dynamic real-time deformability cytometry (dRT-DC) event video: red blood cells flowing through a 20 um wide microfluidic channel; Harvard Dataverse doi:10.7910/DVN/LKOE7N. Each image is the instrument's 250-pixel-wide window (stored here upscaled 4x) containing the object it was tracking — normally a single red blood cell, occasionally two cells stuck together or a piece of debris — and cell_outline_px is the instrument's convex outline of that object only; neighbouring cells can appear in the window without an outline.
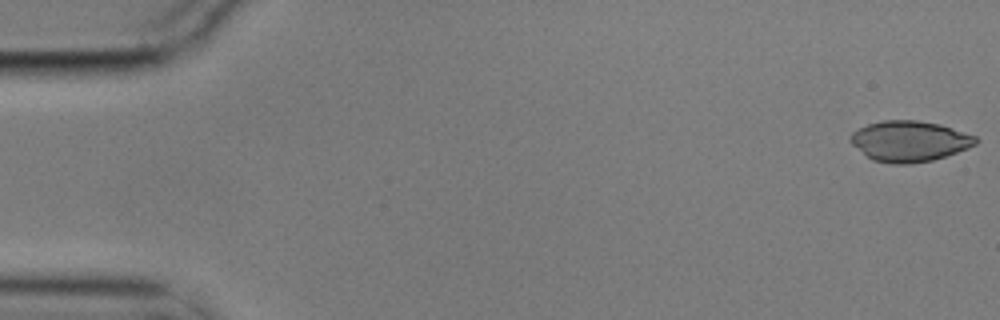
{"species": "common noctule bat (a hibernating species)", "species_latin": "Nyctalus noctula", "temperature_condition": "cold", "stored_images_in_passage": 4, "camera_frame_rate_fps": 3000, "um_per_image_px": 0.085, "animal": {"sex": "male", "body_mass_g": 17.9}, "frame": {"image": 1, "passage_image": 1, "time_ms": 0.0, "image_size_px": [1000, 320], "cell_outline_px": [[980, 140], [976, 144], [968, 148], [932, 160], [908, 164], [892, 164], [872, 160], [852, 144], [848, 140], [852, 132], [868, 124], [884, 120], [916, 120], [940, 124], [976, 136]], "centroid_in_image_um": [77.3, 12.0], "position_along_channel_um": 7.7, "area_um2": 29.59}}